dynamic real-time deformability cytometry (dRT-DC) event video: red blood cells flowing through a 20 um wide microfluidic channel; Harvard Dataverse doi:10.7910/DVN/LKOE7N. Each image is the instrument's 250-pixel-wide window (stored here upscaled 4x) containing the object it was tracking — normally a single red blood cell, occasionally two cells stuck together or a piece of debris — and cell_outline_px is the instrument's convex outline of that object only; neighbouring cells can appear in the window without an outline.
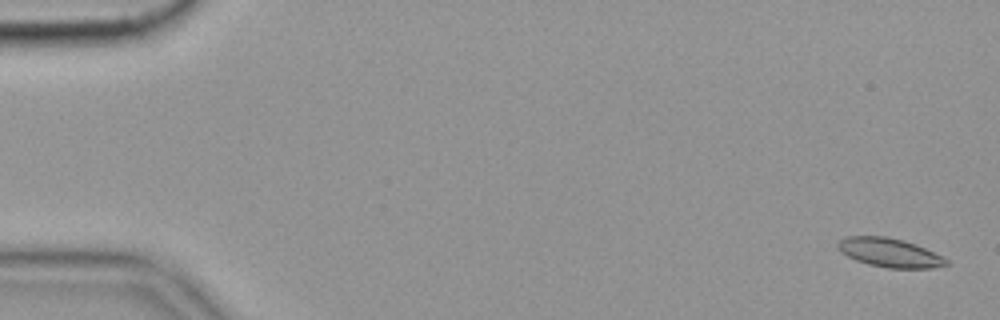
{"species": "common noctule bat (a hibernating species)", "species_latin": "Nyctalus noctula", "temperature_condition": "cold", "stored_images_in_passage": 10, "camera_frame_rate_fps": 3000, "um_per_image_px": 0.085, "animal": {"sex": "female", "body_mass_g": 19.9}, "frame": {"image": 1, "passage_image": 2, "time_ms": 0.333, "image_size_px": [1000, 320], "cell_outline_px": [[948, 264], [932, 268], [888, 268], [868, 264], [856, 260], [840, 252], [836, 244], [844, 236], [888, 236], [904, 240], [916, 244], [944, 256], [948, 260]], "centroid_in_image_um": [75.62, 21.46], "position_along_channel_um": 9.4, "area_um2": 18.44}}